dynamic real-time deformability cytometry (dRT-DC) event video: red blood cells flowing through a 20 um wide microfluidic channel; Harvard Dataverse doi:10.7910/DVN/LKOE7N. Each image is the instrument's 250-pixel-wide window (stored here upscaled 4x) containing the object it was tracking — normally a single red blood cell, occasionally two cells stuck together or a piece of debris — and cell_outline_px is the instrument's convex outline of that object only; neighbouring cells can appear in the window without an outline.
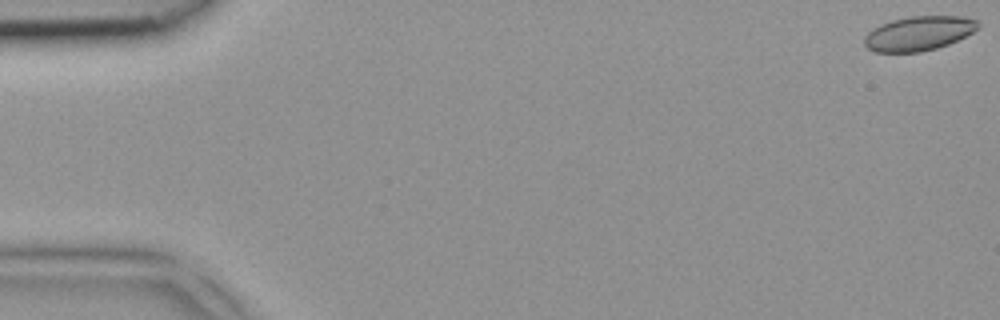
{"species": "common noctule bat (a hibernating species)", "species_latin": "Nyctalus noctula", "temperature_condition": "room temperature", "stored_images_in_passage": 5, "camera_frame_rate_fps": 3000, "um_per_image_px": 0.085, "animal": {"sex": "female", "body_mass_g": 18.4}, "frame": {"image": 1, "passage_image": 1, "time_ms": 0.0, "image_size_px": [1000, 320], "cell_outline_px": [[980, 28], [948, 44], [936, 48], [920, 52], [876, 52], [868, 48], [864, 44], [864, 36], [872, 28], [880, 24], [892, 20], [912, 16], [960, 16], [976, 20], [980, 24]], "centroid_in_image_um": [78.07, 2.83], "position_along_channel_um": 6.9, "area_um2": 22.72}}
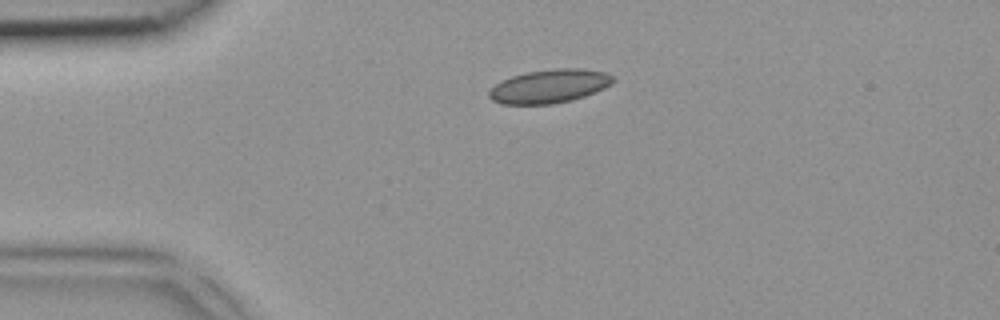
{"frame": {"image": 2, "passage_image": 4, "time_ms": 1.0, "image_size_px": [1000, 320], "cell_outline_px": [[612, 84], [604, 88], [584, 96], [572, 100], [552, 104], [500, 104], [492, 100], [488, 96], [488, 92], [496, 84], [512, 76], [528, 72], [556, 68], [580, 68], [604, 72], [612, 76]], "centroid_in_image_um": [46.68, 7.33], "position_along_channel_um": 38.3, "area_um2": 24.04}}